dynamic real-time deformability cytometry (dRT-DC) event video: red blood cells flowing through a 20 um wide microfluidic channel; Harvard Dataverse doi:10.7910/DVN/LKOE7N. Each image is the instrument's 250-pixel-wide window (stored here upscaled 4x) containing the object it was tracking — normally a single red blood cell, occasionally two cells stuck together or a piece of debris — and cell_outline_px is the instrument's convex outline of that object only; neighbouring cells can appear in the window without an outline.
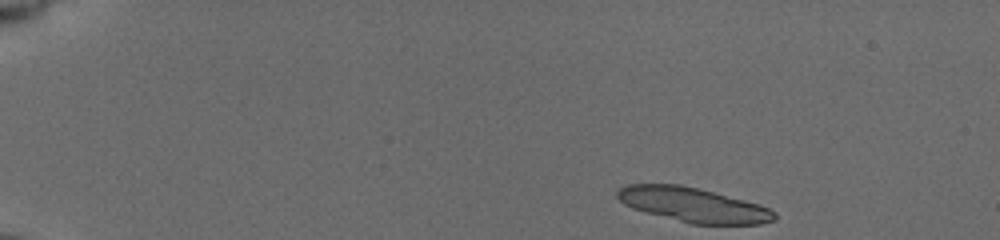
{"species": "common noctule bat (a hibernating species)", "species_latin": "Nyctalus noctula", "temperature_condition": "cold", "stored_images_in_passage": 49, "segment_of_instrument_passage": [1, 2], "camera_frame_rate_fps": 3000, "um_per_image_px": 0.085, "animal": {"sex": "female", "body_mass_g": 19.5, "forearm_length_mm": 54.1}, "frame": {"image": 1, "passage_image": 1, "time_ms": 0.0, "image_size_px": [1000, 240], "cell_outline_px": [[776, 220], [760, 224], [692, 224], [632, 208], [624, 204], [616, 196], [616, 192], [620, 188], [628, 184], [680, 184], [760, 204], [776, 212]], "centroid_in_image_um": [58.94, 17.41], "position_along_channel_um": 26.1, "area_um2": 31.27}}